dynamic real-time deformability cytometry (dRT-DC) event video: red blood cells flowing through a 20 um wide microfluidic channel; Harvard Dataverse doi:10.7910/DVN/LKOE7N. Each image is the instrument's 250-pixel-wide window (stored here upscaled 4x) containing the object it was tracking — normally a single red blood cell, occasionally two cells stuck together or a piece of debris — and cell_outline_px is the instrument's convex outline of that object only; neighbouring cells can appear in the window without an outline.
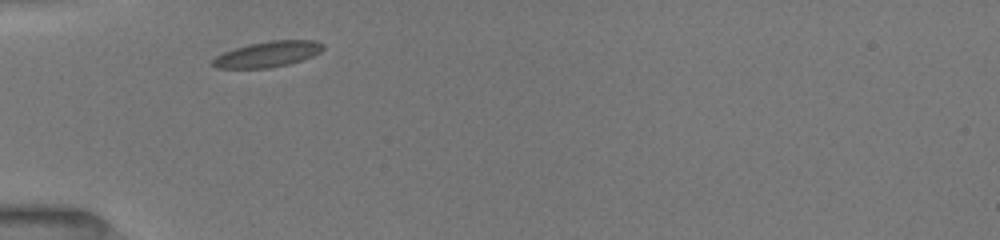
{"species": "common noctule bat (a hibernating species)", "species_latin": "Nyctalus noctula", "temperature_condition": "room temperature", "stored_images_in_passage": 2, "camera_frame_rate_fps": 3000, "um_per_image_px": 0.085, "animal": {"sex": "female", "body_mass_g": 19.5, "forearm_length_mm": 54.1}, "frame": {"image": 1, "passage_image": 1, "time_ms": 0.0, "image_size_px": [1000, 240], "cell_outline_px": [[324, 48], [320, 52], [312, 56], [288, 64], [268, 68], [216, 68], [212, 64], [212, 60], [216, 56], [224, 52], [248, 44], [272, 40], [316, 40], [324, 44]], "centroid_in_image_um": [22.77, 4.6], "position_along_channel_um": 62.2, "area_um2": 16.42}}
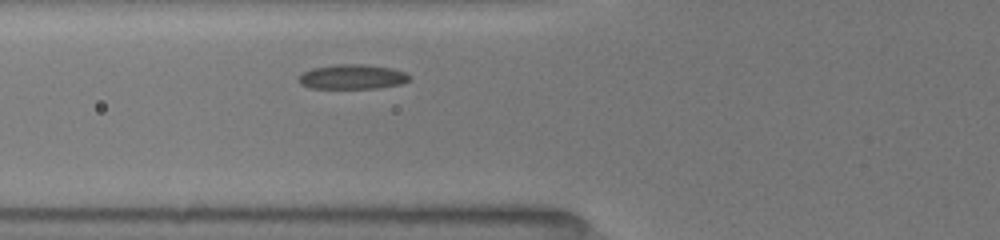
{"frame": {"image": 2, "passage_image": 2, "time_ms": 1.0, "image_size_px": [1000, 240], "cell_outline_px": [[412, 76], [408, 80], [400, 84], [380, 88], [312, 88], [300, 84], [300, 76], [304, 72], [312, 68], [336, 64], [360, 64], [392, 68], [404, 72]], "centroid_in_image_um": [29.97, 6.53], "position_along_channel_um": 95.8, "area_um2": 15.78}}